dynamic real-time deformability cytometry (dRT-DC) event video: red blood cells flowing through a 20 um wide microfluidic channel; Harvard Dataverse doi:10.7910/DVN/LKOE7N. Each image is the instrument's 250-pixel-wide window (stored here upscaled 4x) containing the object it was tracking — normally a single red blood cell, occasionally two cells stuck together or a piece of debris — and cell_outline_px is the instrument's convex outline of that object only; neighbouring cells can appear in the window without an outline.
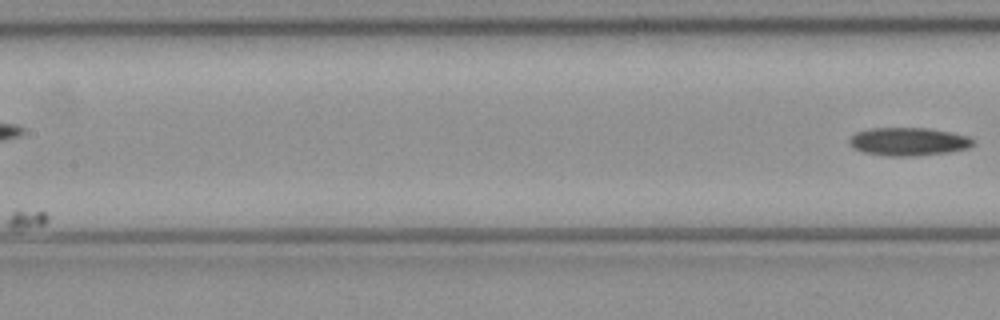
{"species": "common noctule bat (a hibernating species)", "species_latin": "Nyctalus noctula", "temperature_condition": "cold", "stored_images_in_passage": 8, "camera_frame_rate_fps": 3000, "um_per_image_px": 0.085, "animal": {"sex": "female", "body_mass_g": 21.9}, "frame": {"image": 1, "passage_image": 8, "time_ms": 2.333, "image_size_px": [1000, 320], "cell_outline_px": [[976, 144], [968, 148], [948, 152], [912, 156], [884, 156], [864, 152], [852, 148], [848, 144], [848, 140], [856, 132], [868, 128], [928, 128], [952, 132], [968, 136], [976, 140]], "centroid_in_image_um": [77.22, 12.03], "position_along_channel_um": 130.2, "area_um2": 20.58}}